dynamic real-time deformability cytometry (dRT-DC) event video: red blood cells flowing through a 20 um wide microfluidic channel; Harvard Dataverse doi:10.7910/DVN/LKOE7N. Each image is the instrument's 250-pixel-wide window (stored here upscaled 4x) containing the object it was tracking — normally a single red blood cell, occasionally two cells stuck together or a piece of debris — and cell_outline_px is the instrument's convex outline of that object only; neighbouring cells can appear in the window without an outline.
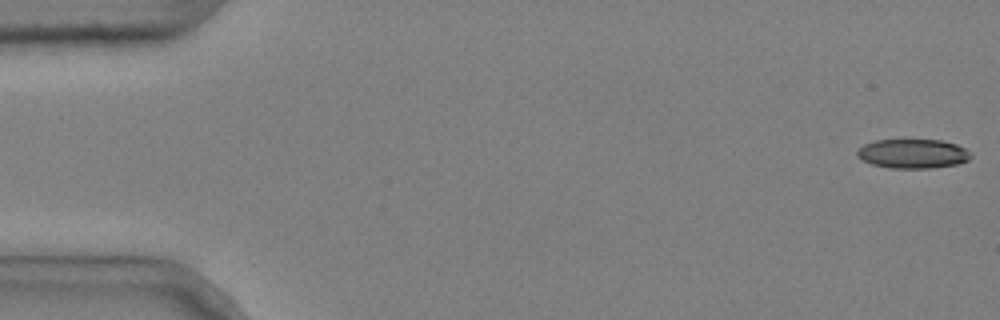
{"species": "common noctule bat (a hibernating species)", "species_latin": "Nyctalus noctula", "temperature_condition": "cold", "stored_images_in_passage": 50, "camera_frame_rate_fps": 3000, "um_per_image_px": 0.085, "animal": {"sex": "male", "body_mass_g": 20.4}, "frame": {"image": 1, "passage_image": 1, "time_ms": 0.0, "image_size_px": [1000, 320], "cell_outline_px": [[972, 156], [968, 160], [960, 164], [932, 168], [888, 168], [872, 164], [856, 156], [856, 152], [864, 144], [876, 140], [940, 140], [956, 144], [972, 152]], "centroid_in_image_um": [77.62, 13.07], "position_along_channel_um": 7.4, "area_um2": 19.48}}
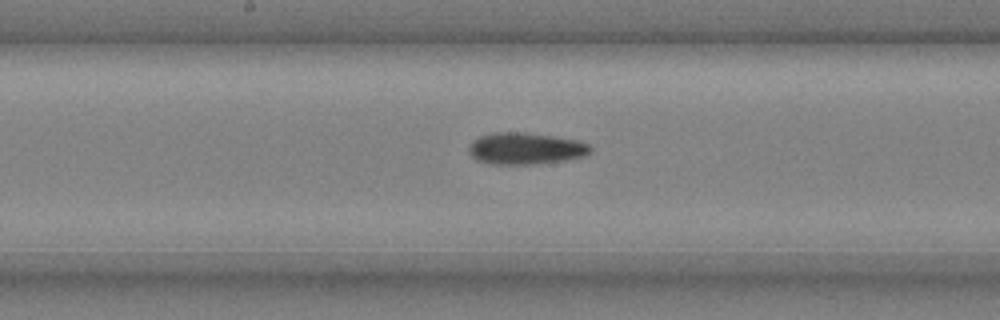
{"frame": {"image": 2, "passage_image": 28, "time_ms": 9.0, "image_size_px": [1000, 320], "cell_outline_px": [[592, 152], [584, 156], [564, 160], [532, 164], [492, 164], [476, 160], [468, 152], [468, 148], [472, 140], [480, 136], [492, 132], [524, 132], [580, 140], [588, 144], [592, 148]], "centroid_in_image_um": [44.66, 12.61], "position_along_channel_um": 203.5, "area_um2": 22.6}}
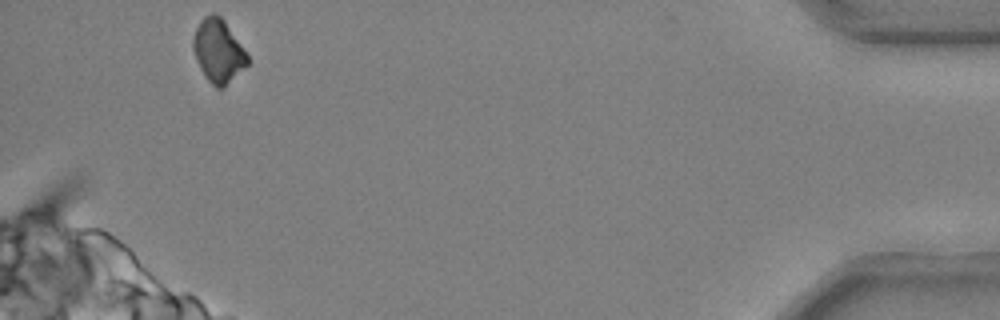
{"frame": {"image": 3, "passage_image": 50, "time_ms": 16.333, "image_size_px": [1000, 320], "cell_outline_px": [[248, 64], [224, 88], [216, 88], [208, 80], [200, 68], [196, 60], [192, 48], [192, 40], [196, 28], [200, 20], [204, 16], [212, 12], [216, 12], [224, 20], [248, 56]], "centroid_in_image_um": [18.53, 4.32], "position_along_channel_um": 416.7, "area_um2": 19.94}, "authors_computed_cell_mechanics": {"area_um2": 21.2993, "velocity_mm_per_s": 3.7013, "shape_relaxation_time_tau1_ms": 4.7111, "shape_relaxation_time_tau2_ms": null, "deformation_change_tau1": 0.1069, "deformation_change_tau2": null}}